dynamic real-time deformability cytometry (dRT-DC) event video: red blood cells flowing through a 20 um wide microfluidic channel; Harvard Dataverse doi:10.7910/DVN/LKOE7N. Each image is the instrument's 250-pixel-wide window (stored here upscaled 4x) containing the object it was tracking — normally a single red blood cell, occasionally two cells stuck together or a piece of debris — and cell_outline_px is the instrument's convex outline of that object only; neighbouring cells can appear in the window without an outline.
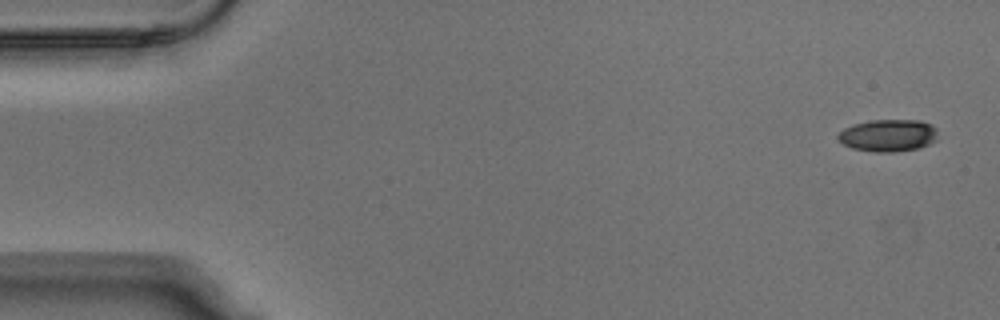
{"species": "Egyptian fruit bat (a non-hibernating species)", "species_latin": "Rousettus aegyptiacus", "temperature_condition": "warm", "stored_images_in_passage": 5, "camera_frame_rate_fps": 3000, "um_per_image_px": 0.085, "animal": {"sex": "male"}, "frame": {"image": 1, "passage_image": 1, "time_ms": 0.0, "image_size_px": [1000, 320], "cell_outline_px": [[936, 140], [920, 148], [892, 152], [872, 152], [852, 148], [844, 144], [836, 136], [844, 128], [852, 124], [872, 120], [920, 120], [932, 124], [936, 128]], "centroid_in_image_um": [75.5, 11.51], "position_along_channel_um": 9.5, "area_um2": 18.79}}
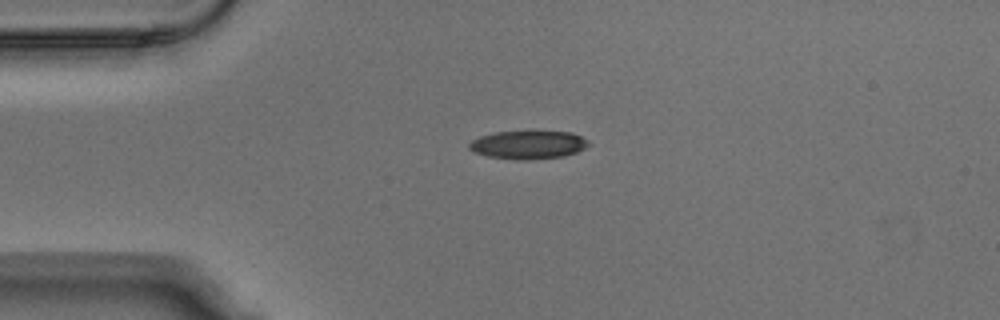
{"frame": {"image": 2, "passage_image": 4, "time_ms": 1.0, "image_size_px": [1000, 320], "cell_outline_px": [[588, 144], [584, 148], [576, 152], [564, 156], [528, 160], [516, 160], [488, 156], [476, 152], [468, 148], [468, 144], [472, 140], [480, 136], [496, 132], [532, 128], [572, 132], [588, 140]], "centroid_in_image_um": [44.91, 12.25], "position_along_channel_um": 40.1, "area_um2": 20.52}}